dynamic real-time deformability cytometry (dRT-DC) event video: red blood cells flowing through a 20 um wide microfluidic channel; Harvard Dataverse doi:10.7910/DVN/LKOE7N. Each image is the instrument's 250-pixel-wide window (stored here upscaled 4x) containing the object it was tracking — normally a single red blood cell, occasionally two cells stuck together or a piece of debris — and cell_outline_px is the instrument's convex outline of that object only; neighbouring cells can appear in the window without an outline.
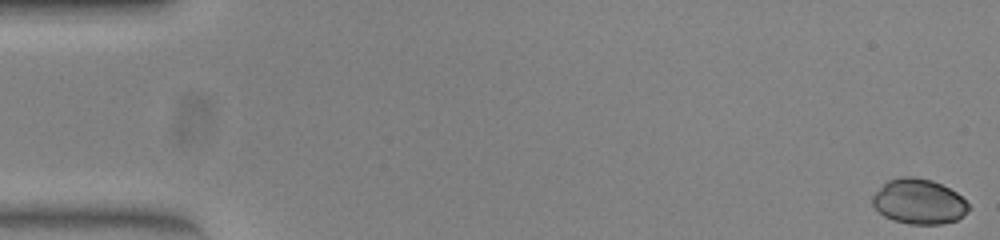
{"species": "common noctule bat (a hibernating species)", "species_latin": "Nyctalus noctula", "temperature_condition": "warm", "stored_images_in_passage": 52, "camera_frame_rate_fps": 3000, "um_per_image_px": 0.085, "animal": {"sex": "female", "body_mass_g": 23.0, "forearm_length_mm": 53.4}, "frame": {"image": 1, "passage_image": 1, "time_ms": 0.0, "image_size_px": [1000, 240], "cell_outline_px": [[972, 208], [956, 220], [940, 224], [908, 224], [892, 220], [884, 216], [872, 204], [872, 196], [888, 180], [904, 176], [912, 176], [932, 180], [956, 192]], "centroid_in_image_um": [78.1, 17.14], "position_along_channel_um": 6.9, "area_um2": 25.09}}
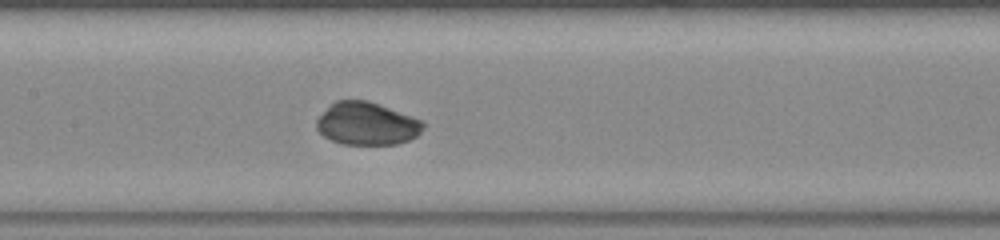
{"frame": {"image": 2, "passage_image": 26, "time_ms": 8.333, "image_size_px": [1000, 240], "cell_outline_px": [[424, 128], [416, 136], [408, 140], [396, 144], [344, 144], [332, 140], [324, 136], [316, 128], [316, 120], [336, 100], [368, 100], [420, 120], [424, 124]], "centroid_in_image_um": [31.16, 10.52], "position_along_channel_um": 176.2, "area_um2": 26.07}}
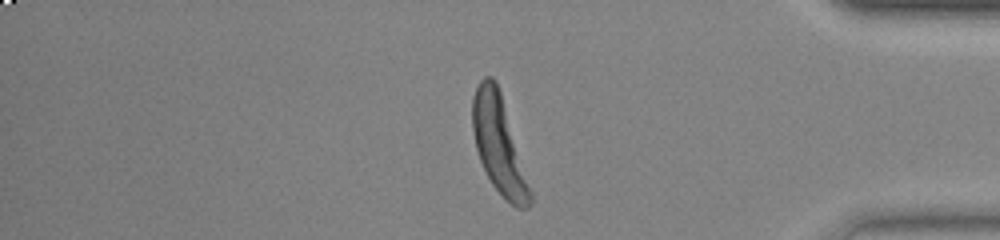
{"frame": {"image": 3, "passage_image": 45, "time_ms": 14.667, "image_size_px": [1000, 240], "cell_outline_px": [[532, 204], [528, 208], [516, 208], [492, 184], [480, 160], [476, 148], [472, 128], [472, 96], [480, 80], [484, 76], [492, 76], [496, 80], [500, 92], [532, 192]], "centroid_in_image_um": [42.39, 12.28], "position_along_channel_um": 392.8, "area_um2": 32.02}, "authors_computed_cell_mechanics": {"area_um2": 26.9926, "velocity_mm_per_s": 3.863, "shape_relaxation_time_tau1_ms": 3.4092, "shape_relaxation_time_tau2_ms": null, "deformation_change_tau1": 0.1792, "deformation_change_tau2": null}}